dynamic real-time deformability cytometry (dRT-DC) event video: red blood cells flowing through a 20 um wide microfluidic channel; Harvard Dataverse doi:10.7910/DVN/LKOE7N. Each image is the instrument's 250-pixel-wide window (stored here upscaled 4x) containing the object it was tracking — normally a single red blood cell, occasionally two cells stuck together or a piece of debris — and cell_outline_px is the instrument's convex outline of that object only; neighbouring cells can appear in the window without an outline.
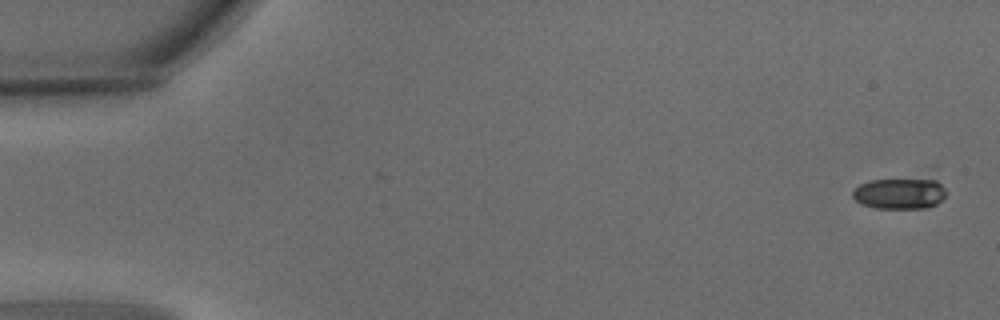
{"species": "common noctule bat (a hibernating species)", "species_latin": "Nyctalus noctula", "temperature_condition": "warm", "stored_images_in_passage": 5, "camera_frame_rate_fps": 3000, "um_per_image_px": 0.085, "animal": {"sex": "male", "body_mass_g": 15.6}, "frame": {"image": 1, "passage_image": 1, "time_ms": 0.0, "image_size_px": [1000, 320], "cell_outline_px": [[944, 196], [936, 204], [928, 208], [876, 208], [860, 204], [852, 196], [852, 192], [860, 184], [872, 180], [928, 176], [936, 180], [944, 188]], "centroid_in_image_um": [76.49, 16.4], "position_along_channel_um": 8.5, "area_um2": 17.4}}
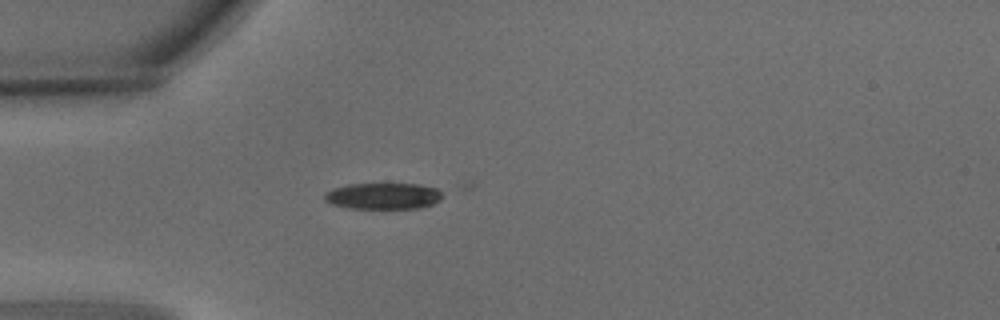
{"frame": {"image": 2, "passage_image": 5, "time_ms": 1.333, "image_size_px": [1000, 320], "cell_outline_px": [[444, 196], [440, 200], [432, 204], [420, 208], [348, 208], [332, 204], [324, 200], [324, 192], [332, 188], [348, 184], [420, 184], [436, 188], [444, 192]], "centroid_in_image_um": [32.58, 16.65], "position_along_channel_um": 52.4, "area_um2": 18.26}}